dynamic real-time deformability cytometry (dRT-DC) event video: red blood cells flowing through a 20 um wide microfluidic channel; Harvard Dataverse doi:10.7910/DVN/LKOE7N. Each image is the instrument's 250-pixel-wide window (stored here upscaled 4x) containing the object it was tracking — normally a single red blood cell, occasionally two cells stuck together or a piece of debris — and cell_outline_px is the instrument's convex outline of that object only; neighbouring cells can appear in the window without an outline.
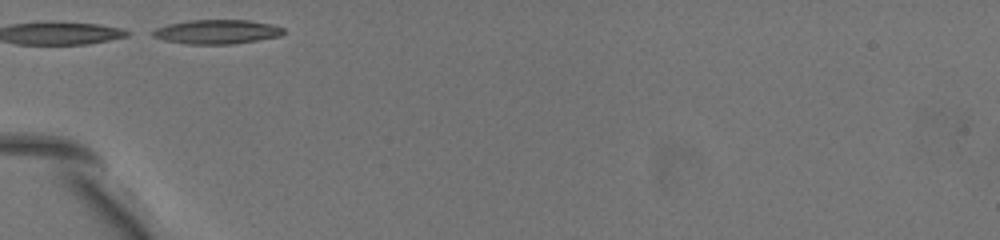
{"species": "common noctule bat (a hibernating species)", "species_latin": "Nyctalus noctula", "temperature_condition": "warm", "stored_images_in_passage": 9, "camera_frame_rate_fps": 3000, "um_per_image_px": 0.085, "animal": {"sex": "female", "body_mass_g": 19.5, "forearm_length_mm": 54.1}, "frame": {"image": 1, "passage_image": 1, "time_ms": 0.0, "image_size_px": [1000, 240], "cell_outline_px": [[280, 32], [268, 36], [248, 40], [180, 40], [164, 28], [180, 24], [208, 20], [236, 20], [260, 24], [280, 28]], "centroid_in_image_um": [18.83, 2.6], "position_along_channel_um": 66.2, "area_um2": 12.95}}